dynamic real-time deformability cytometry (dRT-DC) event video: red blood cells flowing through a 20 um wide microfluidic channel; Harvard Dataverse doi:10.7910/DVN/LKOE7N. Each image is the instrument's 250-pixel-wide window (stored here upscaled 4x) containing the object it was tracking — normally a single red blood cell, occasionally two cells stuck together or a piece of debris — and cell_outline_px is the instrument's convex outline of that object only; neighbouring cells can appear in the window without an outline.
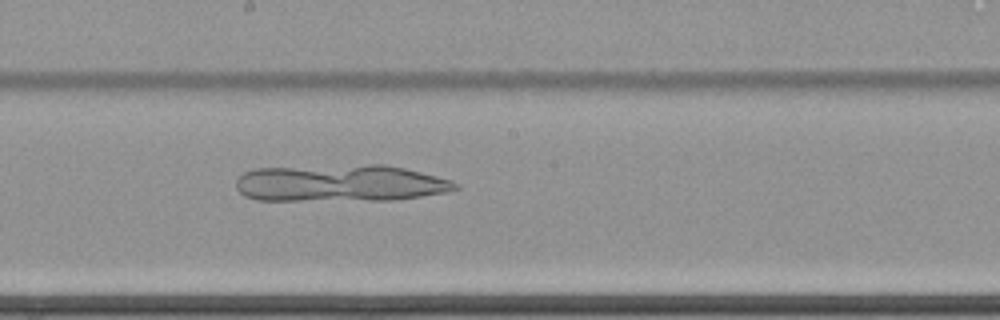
{"species": "common noctule bat (a hibernating species)", "species_latin": "Nyctalus noctula", "temperature_condition": "cold", "stored_images_in_passage": 46, "camera_frame_rate_fps": 3000, "um_per_image_px": 0.085, "animal": {"sex": "female", "body_mass_g": 22.7, "forearm_length_mm": 54.2}, "frame": {"image": 1, "passage_image": 20, "time_ms": 6.333, "image_size_px": [1000, 320], "cell_outline_px": [[460, 188], [448, 192], [396, 200], [256, 200], [244, 196], [236, 188], [236, 180], [244, 172], [256, 168], [368, 164], [384, 164], [404, 168], [452, 180], [460, 184]], "centroid_in_image_um": [28.95, 15.57], "position_along_channel_um": 219.3, "area_um2": 47.63}}